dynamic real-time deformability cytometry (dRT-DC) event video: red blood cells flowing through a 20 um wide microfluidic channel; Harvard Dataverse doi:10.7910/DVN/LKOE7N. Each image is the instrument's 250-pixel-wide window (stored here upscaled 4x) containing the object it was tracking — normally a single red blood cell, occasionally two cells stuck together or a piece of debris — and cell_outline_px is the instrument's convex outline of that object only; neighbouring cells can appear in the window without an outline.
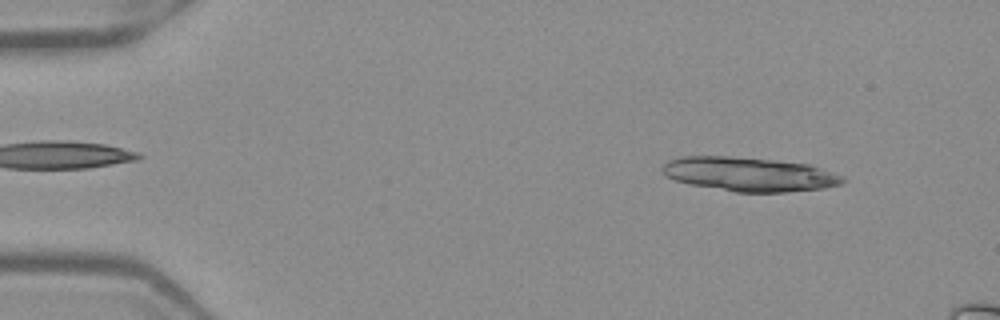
{"species": "Egyptian fruit bat (a non-hibernating species)", "species_latin": "Rousettus aegyptiacus", "temperature_condition": "warm", "stored_images_in_passage": 14, "camera_frame_rate_fps": 3000, "um_per_image_px": 0.085, "frame": {"image": 1, "passage_image": 5, "time_ms": 1.333, "image_size_px": [1000, 320], "cell_outline_px": [[844, 180], [840, 184], [824, 188], [788, 192], [736, 192], [688, 184], [664, 176], [660, 168], [668, 160], [680, 156], [728, 156], [772, 160], [808, 164], [844, 176]], "centroid_in_image_um": [63.63, 14.81], "position_along_channel_um": 21.4, "area_um2": 35.84}}